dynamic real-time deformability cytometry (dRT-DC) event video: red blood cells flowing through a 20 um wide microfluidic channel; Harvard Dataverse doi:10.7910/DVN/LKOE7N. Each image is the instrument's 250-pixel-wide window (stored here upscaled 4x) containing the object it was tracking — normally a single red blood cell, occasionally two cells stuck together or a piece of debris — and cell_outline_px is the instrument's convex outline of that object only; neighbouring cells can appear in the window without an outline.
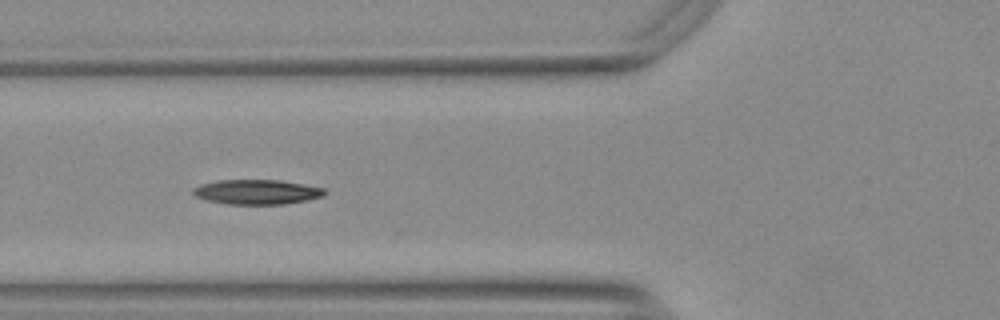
{"species": "Egyptian fruit bat (a non-hibernating species)", "species_latin": "Rousettus aegyptiacus", "temperature_condition": "warm", "stored_images_in_passage": 23, "camera_frame_rate_fps": 3000, "um_per_image_px": 0.085, "animal": {"sex": "female"}, "frame": {"image": 1, "passage_image": 7, "time_ms": 2.0, "image_size_px": [1000, 320], "cell_outline_px": [[328, 192], [324, 196], [308, 200], [284, 204], [228, 204], [204, 200], [196, 196], [192, 192], [192, 188], [200, 184], [216, 180], [280, 180], [324, 188]], "centroid_in_image_um": [21.82, 16.31], "position_along_channel_um": 104.0, "area_um2": 19.13}}
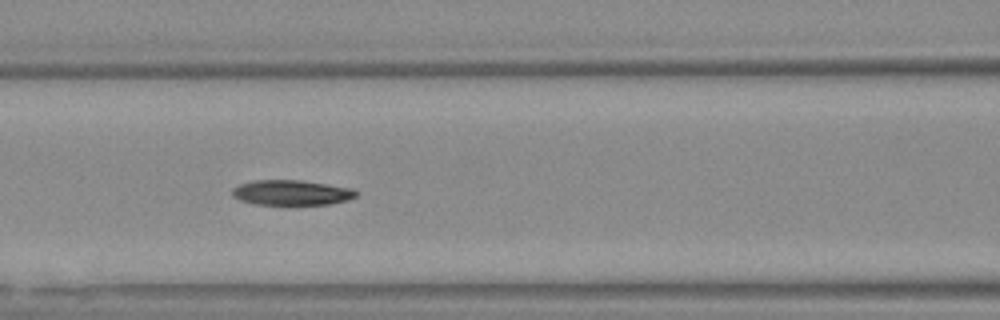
{"frame": {"image": 2, "passage_image": 10, "time_ms": 3.0, "image_size_px": [1000, 320], "cell_outline_px": [[356, 196], [348, 200], [328, 204], [256, 204], [240, 200], [232, 196], [232, 188], [240, 184], [256, 180], [300, 180], [352, 188], [356, 192]], "centroid_in_image_um": [24.76, 16.37], "position_along_channel_um": 141.8, "area_um2": 17.92}}
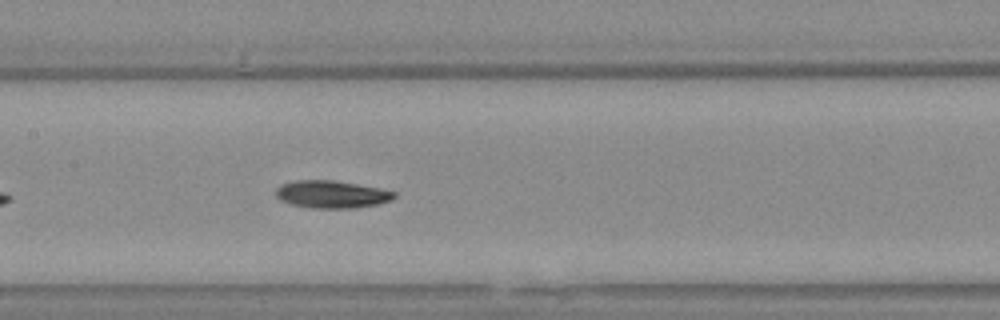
{"frame": {"image": 3, "passage_image": 13, "time_ms": 4.0, "image_size_px": [1000, 320], "cell_outline_px": [[396, 196], [392, 200], [376, 204], [352, 208], [312, 208], [292, 204], [280, 200], [276, 196], [276, 188], [280, 184], [296, 180], [332, 180], [356, 184], [396, 192]], "centroid_in_image_um": [28.15, 16.51], "position_along_channel_um": 179.2, "area_um2": 18.79}}